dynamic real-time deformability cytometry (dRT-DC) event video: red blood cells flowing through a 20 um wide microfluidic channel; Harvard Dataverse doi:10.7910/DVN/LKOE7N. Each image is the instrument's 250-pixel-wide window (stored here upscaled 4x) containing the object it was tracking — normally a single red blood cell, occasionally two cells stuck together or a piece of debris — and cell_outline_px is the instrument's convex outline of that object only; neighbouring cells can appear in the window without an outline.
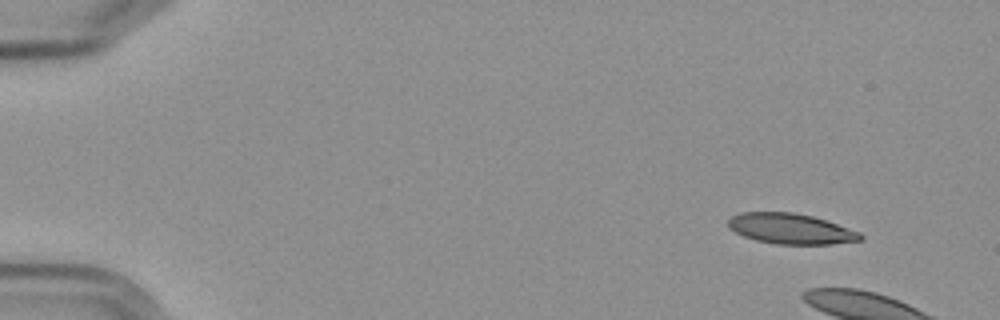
{"species": "Egyptian fruit bat (a non-hibernating species)", "species_latin": "Rousettus aegyptiacus", "temperature_condition": "cold", "stored_images_in_passage": 8, "camera_frame_rate_fps": 3000, "um_per_image_px": 0.085, "frame": {"image": 1, "passage_image": 1, "time_ms": 0.0, "image_size_px": [1000, 320], "cell_outline_px": [[864, 236], [860, 240], [832, 244], [776, 244], [756, 240], [744, 236], [728, 228], [728, 220], [732, 216], [740, 212], [792, 212], [812, 216], [860, 232]], "centroid_in_image_um": [67.19, 19.44], "position_along_channel_um": 17.8, "area_um2": 23.29}}
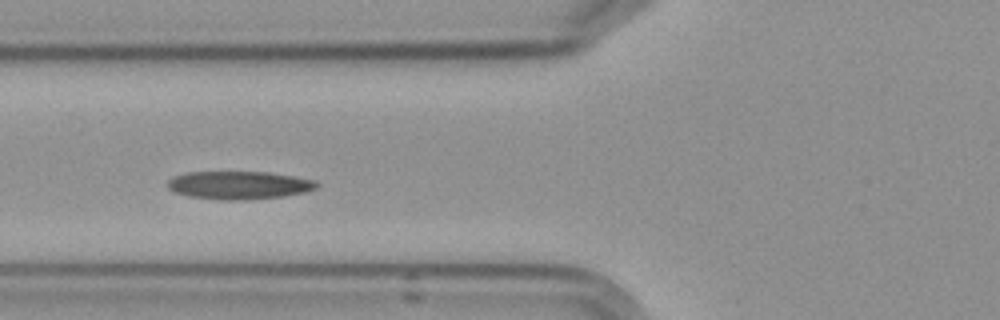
{"frame": {"image": 2, "passage_image": 7, "time_ms": 7.0, "image_size_px": [1000, 320], "cell_outline_px": [[320, 184], [316, 188], [304, 192], [284, 196], [244, 200], [220, 200], [188, 196], [176, 192], [168, 188], [168, 180], [172, 176], [188, 172], [268, 172], [296, 176], [316, 180]], "centroid_in_image_um": [20.33, 15.73], "position_along_channel_um": 105.5, "area_um2": 24.51}}
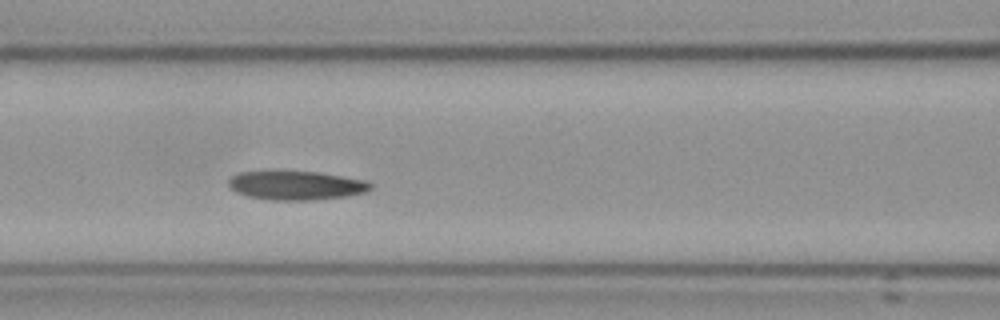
{"frame": {"image": 3, "passage_image": 8, "time_ms": 8.0, "image_size_px": [1000, 320], "cell_outline_px": [[372, 188], [368, 192], [348, 196], [312, 200], [272, 200], [248, 196], [236, 192], [228, 184], [228, 180], [232, 176], [240, 172], [276, 168], [320, 172], [368, 180], [372, 184]], "centroid_in_image_um": [25.18, 15.71], "position_along_channel_um": 141.4, "area_um2": 25.09}}